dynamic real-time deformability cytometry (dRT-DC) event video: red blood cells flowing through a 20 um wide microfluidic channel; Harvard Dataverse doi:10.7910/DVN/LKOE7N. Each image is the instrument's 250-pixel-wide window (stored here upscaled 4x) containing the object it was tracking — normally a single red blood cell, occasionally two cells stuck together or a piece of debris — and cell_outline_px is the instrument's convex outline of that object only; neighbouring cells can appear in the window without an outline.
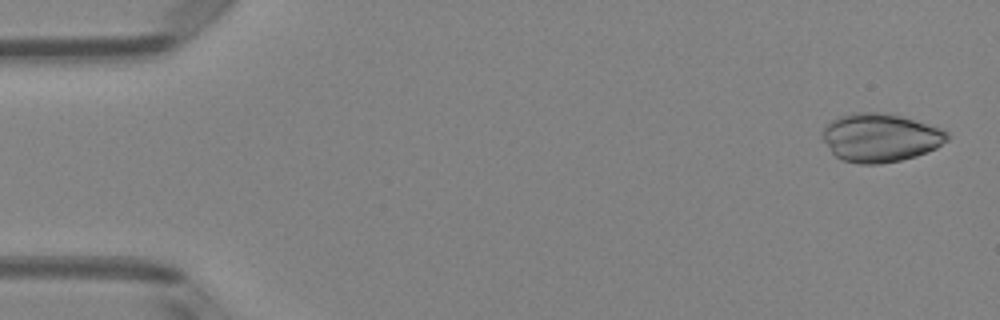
{"species": "Egyptian fruit bat (a non-hibernating species)", "species_latin": "Rousettus aegyptiacus", "temperature_condition": "room temperature", "stored_images_in_passage": 4, "camera_frame_rate_fps": 3000, "um_per_image_px": 0.085, "animal": {"sex": "female"}, "frame": {"image": 1, "passage_image": 1, "time_ms": 0.0, "image_size_px": [1000, 320], "cell_outline_px": [[948, 140], [936, 148], [916, 156], [900, 160], [880, 164], [860, 164], [840, 160], [832, 152], [824, 140], [824, 128], [832, 120], [848, 112], [884, 112], [900, 116], [940, 128], [948, 132]], "centroid_in_image_um": [74.82, 11.7], "position_along_channel_um": 10.2, "area_um2": 35.03}}